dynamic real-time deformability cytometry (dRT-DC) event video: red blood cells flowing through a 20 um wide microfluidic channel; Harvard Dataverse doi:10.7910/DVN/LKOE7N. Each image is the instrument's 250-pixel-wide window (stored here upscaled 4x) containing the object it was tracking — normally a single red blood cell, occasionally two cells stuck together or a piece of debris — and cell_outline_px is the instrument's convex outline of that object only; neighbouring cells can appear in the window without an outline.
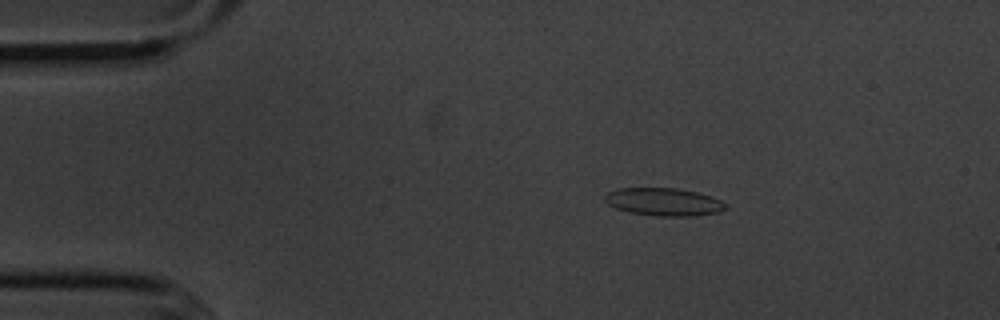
{"species": "common noctule bat (a hibernating species)", "species_latin": "Nyctalus noctula", "temperature_condition": "cold", "stored_images_in_passage": 55, "camera_frame_rate_fps": 3000, "um_per_image_px": 0.085, "animal": {"sex": "male", "body_mass_g": 20.1, "forearm_length_mm": 53.5}, "frame": {"image": 1, "passage_image": 10, "time_ms": 3.0, "image_size_px": [1000, 320], "cell_outline_px": [[728, 208], [716, 212], [692, 216], [656, 216], [628, 212], [616, 208], [608, 204], [604, 200], [604, 196], [608, 192], [616, 188], [676, 188], [696, 192], [712, 196], [720, 200]], "centroid_in_image_um": [56.38, 17.15], "position_along_channel_um": 28.6, "area_um2": 19.54}}
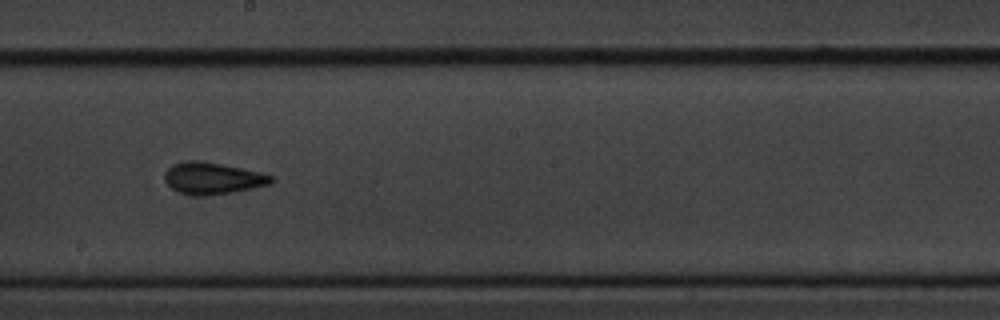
{"frame": {"image": 2, "passage_image": 31, "time_ms": 10.0, "image_size_px": [1000, 320], "cell_outline_px": [[276, 180], [272, 184], [232, 192], [200, 196], [196, 196], [180, 192], [172, 188], [164, 180], [164, 172], [172, 164], [192, 160], [196, 160], [220, 164], [260, 172], [272, 176]], "centroid_in_image_um": [18.08, 15.15], "position_along_channel_um": 230.1, "area_um2": 19.54}}
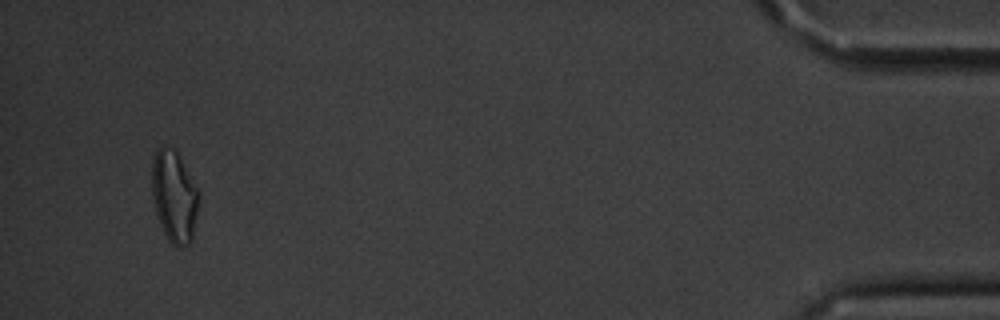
{"frame": {"image": 3, "passage_image": 53, "time_ms": 17.333, "image_size_px": [1000, 320], "cell_outline_px": [[196, 212], [192, 240], [184, 248], [176, 248], [168, 240], [156, 216], [152, 196], [152, 164], [156, 152], [164, 144], [176, 152], [180, 156], [196, 188]], "centroid_in_image_um": [14.76, 16.74], "position_along_channel_um": 420.4, "area_um2": 24.51}, "authors_computed_cell_mechanics": {"area_um2": 19.0162, "velocity_mm_per_s": 3.6295, "shape_relaxation_time_tau1_ms": null, "shape_relaxation_time_tau2_ms": 4.4797, "deformation_change_tau1": null, "deformation_change_tau2": 0.1425}}